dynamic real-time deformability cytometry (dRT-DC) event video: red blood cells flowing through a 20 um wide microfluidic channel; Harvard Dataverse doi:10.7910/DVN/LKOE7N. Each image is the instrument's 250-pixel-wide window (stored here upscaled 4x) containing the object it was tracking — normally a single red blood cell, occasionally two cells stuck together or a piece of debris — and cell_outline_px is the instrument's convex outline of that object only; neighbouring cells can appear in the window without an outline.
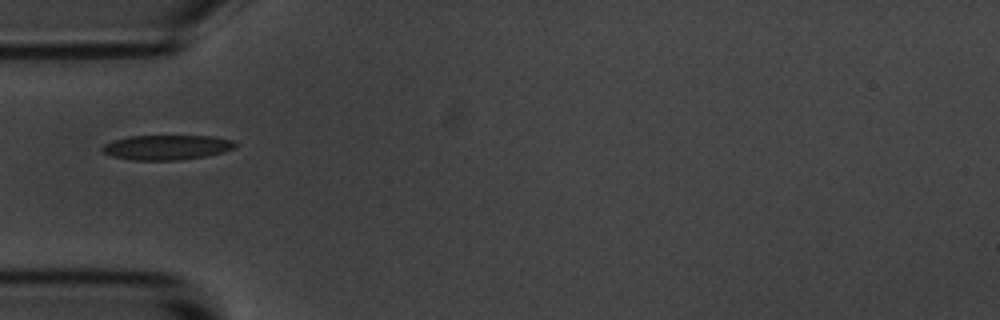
{"species": "common noctule bat (a hibernating species)", "species_latin": "Nyctalus noctula", "temperature_condition": "room temperature", "stored_images_in_passage": 1, "camera_frame_rate_fps": 3000, "um_per_image_px": 0.085, "animal": {"sex": "male", "body_mass_g": 20.1, "forearm_length_mm": 53.5}, "frame": {"image": 1, "passage_image": 1, "time_ms": 0.0, "image_size_px": [1000, 320], "cell_outline_px": [[236, 148], [224, 152], [208, 156], [180, 160], [132, 160], [112, 156], [104, 152], [100, 148], [104, 144], [112, 140], [128, 136], [212, 136], [232, 140], [236, 144]], "centroid_in_image_um": [14.18, 12.53], "position_along_channel_um": 70.8, "area_um2": 19.36}}